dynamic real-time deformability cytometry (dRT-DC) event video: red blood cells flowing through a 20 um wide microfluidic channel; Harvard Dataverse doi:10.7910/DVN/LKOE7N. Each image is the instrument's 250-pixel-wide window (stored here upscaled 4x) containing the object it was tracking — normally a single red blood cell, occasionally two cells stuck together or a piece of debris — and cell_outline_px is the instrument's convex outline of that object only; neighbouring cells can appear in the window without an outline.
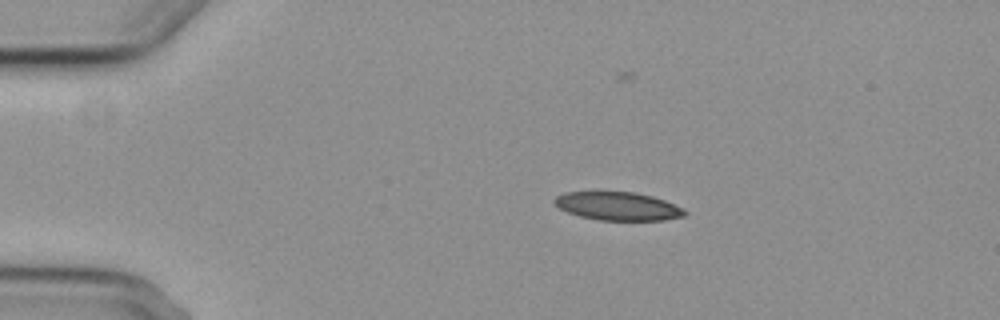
{"species": "common noctule bat (a hibernating species)", "species_latin": "Nyctalus noctula", "temperature_condition": "cold", "stored_images_in_passage": 8, "camera_frame_rate_fps": 3000, "um_per_image_px": 0.085, "animal": {"sex": "female", "body_mass_g": 29.2, "forearm_length_mm": 56.3}, "frame": {"image": 1, "passage_image": 2, "time_ms": 1.333, "image_size_px": [1000, 320], "cell_outline_px": [[688, 212], [684, 216], [664, 220], [600, 220], [580, 216], [568, 212], [560, 208], [552, 200], [556, 196], [564, 192], [636, 192], [652, 196], [664, 200], [684, 208]], "centroid_in_image_um": [52.54, 17.52], "position_along_channel_um": 32.5, "area_um2": 21.44}}
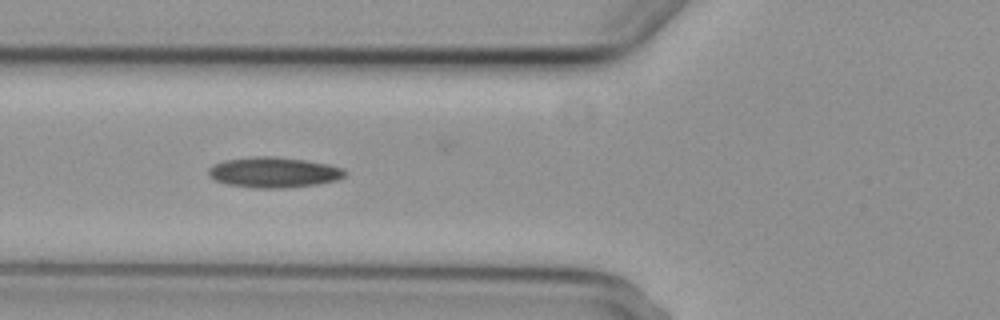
{"frame": {"image": 2, "passage_image": 5, "time_ms": 4.667, "image_size_px": [1000, 320], "cell_outline_px": [[348, 172], [344, 176], [336, 180], [316, 184], [284, 188], [256, 188], [224, 184], [208, 176], [208, 168], [212, 164], [224, 160], [252, 156], [276, 156], [304, 160], [328, 164], [344, 168]], "centroid_in_image_um": [23.23, 14.64], "position_along_channel_um": 102.6, "area_um2": 24.45}}
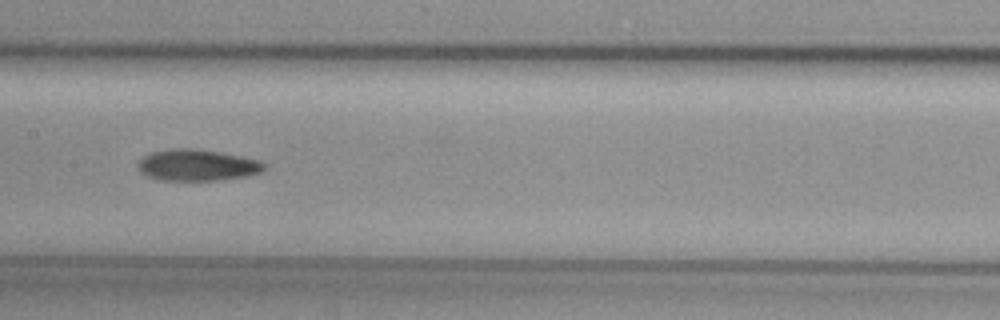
{"frame": {"image": 3, "passage_image": 7, "time_ms": 7.0, "image_size_px": [1000, 320], "cell_outline_px": [[264, 168], [260, 172], [248, 176], [216, 180], [160, 180], [144, 176], [136, 168], [136, 164], [144, 156], [152, 152], [172, 148], [192, 148], [220, 152], [260, 160], [264, 164]], "centroid_in_image_um": [16.7, 14.04], "position_along_channel_um": 190.7, "area_um2": 23.18}}